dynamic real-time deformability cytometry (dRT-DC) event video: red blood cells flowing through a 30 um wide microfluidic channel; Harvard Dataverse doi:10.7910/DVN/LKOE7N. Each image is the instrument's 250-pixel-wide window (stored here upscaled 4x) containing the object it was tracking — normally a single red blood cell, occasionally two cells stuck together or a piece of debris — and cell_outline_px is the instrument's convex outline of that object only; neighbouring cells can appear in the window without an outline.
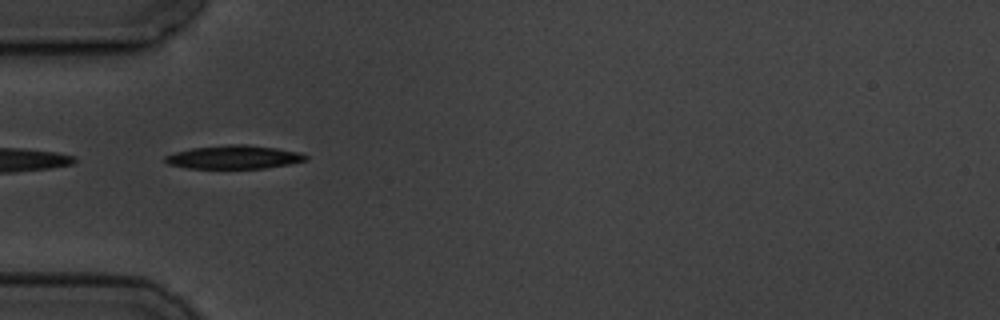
{"species": "common noctule bat (a hibernating species)", "species_latin": "Nyctalus noctula", "temperature_condition": "cold", "stored_images_in_passage": 1, "camera_frame_rate_fps": 3000, "um_per_image_px": 0.085, "animal": {"sex": "male", "body_mass_g": 19.5, "forearm_length_mm": 54.6}, "frame": {"image": 1, "passage_image": 1, "time_ms": 0.0, "image_size_px": [1000, 320], "cell_outline_px": [[308, 160], [288, 164], [264, 168], [188, 168], [168, 164], [164, 160], [164, 156], [176, 152], [192, 148], [228, 144], [248, 144], [276, 148], [300, 152], [308, 156]], "centroid_in_image_um": [19.9, 13.35], "position_along_channel_um": 65.1, "area_um2": 19.19}}